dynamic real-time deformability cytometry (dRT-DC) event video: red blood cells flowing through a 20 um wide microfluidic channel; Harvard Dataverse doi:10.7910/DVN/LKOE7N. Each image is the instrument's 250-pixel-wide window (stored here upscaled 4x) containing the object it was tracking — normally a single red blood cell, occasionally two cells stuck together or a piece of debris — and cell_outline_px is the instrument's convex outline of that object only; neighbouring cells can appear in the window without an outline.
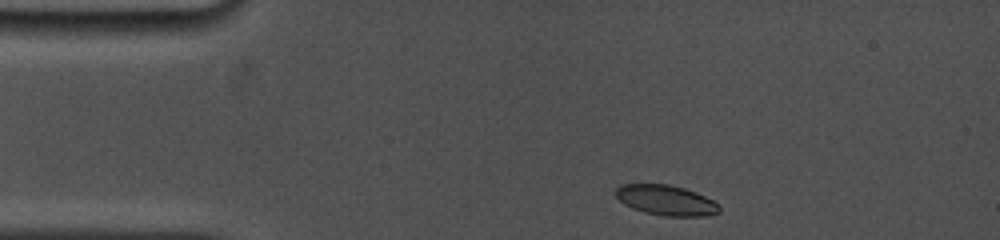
{"species": "common noctule bat (a hibernating species)", "species_latin": "Nyctalus noctula", "temperature_condition": "cold", "stored_images_in_passage": 50, "camera_frame_rate_fps": 5000, "um_per_image_px": 0.085, "animal": {"sex": "female", "body_mass_g": 19.0, "forearm_length_mm": 53.3}, "frame": {"image": 1, "passage_image": 1, "time_ms": 0.0, "image_size_px": [1000, 240], "cell_outline_px": [[720, 212], [712, 216], [664, 216], [644, 212], [632, 208], [624, 204], [616, 196], [616, 188], [620, 184], [668, 184], [684, 188], [696, 192], [720, 204]], "centroid_in_image_um": [56.64, 17.03], "position_along_channel_um": 28.4, "area_um2": 18.38}}
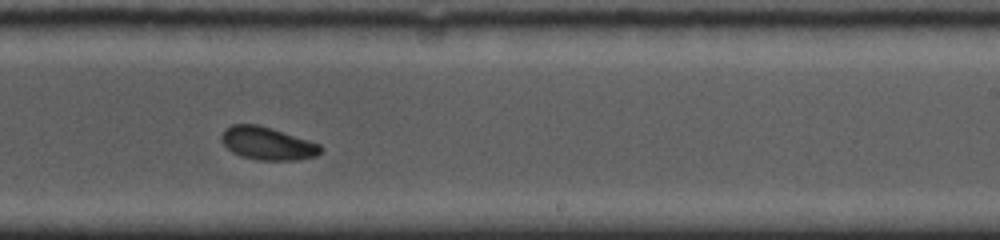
{"frame": {"image": 2, "passage_image": 25, "time_ms": 7.6, "image_size_px": [1000, 240], "cell_outline_px": [[324, 148], [316, 156], [296, 160], [256, 160], [240, 156], [232, 152], [220, 140], [220, 136], [224, 128], [232, 124], [256, 124], [272, 128], [320, 144]], "centroid_in_image_um": [22.71, 12.19], "position_along_channel_um": 266.3, "area_um2": 19.13}}
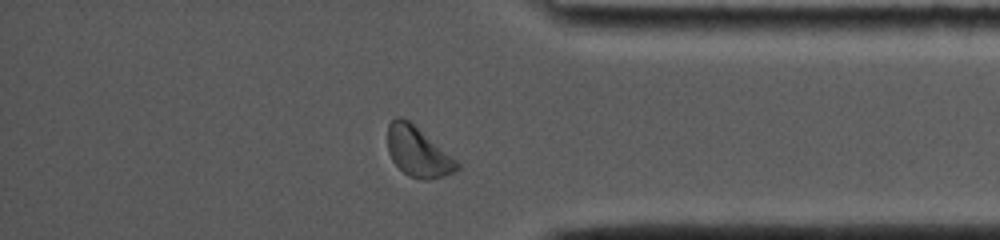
{"frame": {"image": 3, "passage_image": 43, "time_ms": 11.2, "image_size_px": [1000, 240], "cell_outline_px": [[460, 168], [456, 172], [444, 176], [428, 180], [408, 176], [392, 160], [388, 152], [388, 124], [396, 116], [400, 116], [408, 120], [456, 160], [460, 164]], "centroid_in_image_um": [35.52, 12.91], "position_along_channel_um": 399.7, "area_um2": 19.88}, "authors_computed_cell_mechanics": {"area_um2": 19.5942, "velocity_mm_per_s": 3.8048, "shape_relaxation_time_tau1_ms": 3.0604, "shape_relaxation_time_tau2_ms": 6.7422, "deformation_change_tau1": 0.104, "deformation_change_tau2": 0.0732}}